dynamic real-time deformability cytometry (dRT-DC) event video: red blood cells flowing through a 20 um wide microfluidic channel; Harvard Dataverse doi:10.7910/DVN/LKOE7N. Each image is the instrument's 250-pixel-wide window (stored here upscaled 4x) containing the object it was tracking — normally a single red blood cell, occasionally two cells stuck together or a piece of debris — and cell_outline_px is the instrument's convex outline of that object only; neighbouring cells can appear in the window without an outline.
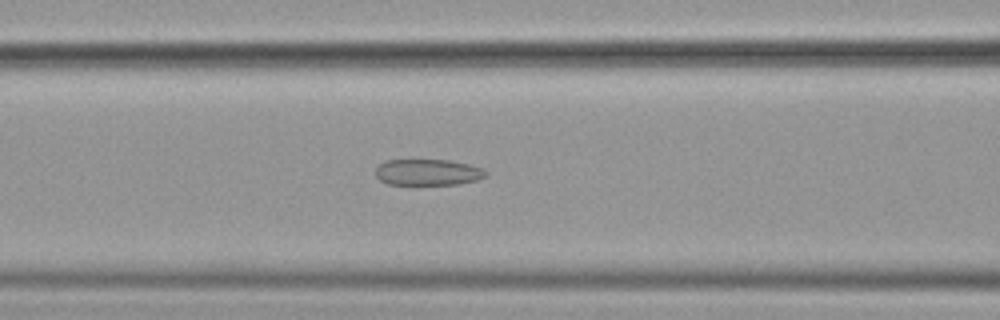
{"species": "common noctule bat (a hibernating species)", "species_latin": "Nyctalus noctula", "temperature_condition": "cold", "stored_images_in_passage": 56, "camera_frame_rate_fps": 3000, "um_per_image_px": 0.085, "animal": {"sex": "female", "body_mass_g": 19.9}, "frame": {"image": 1, "passage_image": 24, "time_ms": 7.667, "image_size_px": [1000, 320], "cell_outline_px": [[488, 176], [476, 180], [456, 184], [412, 188], [388, 184], [380, 180], [376, 176], [376, 168], [380, 164], [388, 160], [448, 160], [468, 164], [484, 168], [488, 172]], "centroid_in_image_um": [36.36, 14.7], "position_along_channel_um": 130.2, "area_um2": 17.74}}
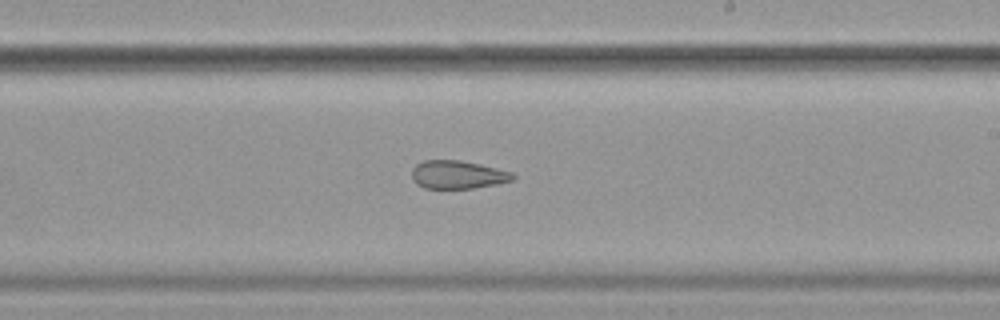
{"frame": {"image": 2, "passage_image": 34, "time_ms": 11.0, "image_size_px": [1000, 320], "cell_outline_px": [[516, 180], [496, 184], [472, 188], [424, 188], [416, 184], [412, 180], [412, 168], [416, 164], [424, 160], [460, 160], [480, 164], [512, 172], [516, 176]], "centroid_in_image_um": [38.91, 14.84], "position_along_channel_um": 250.1, "area_um2": 16.7}}
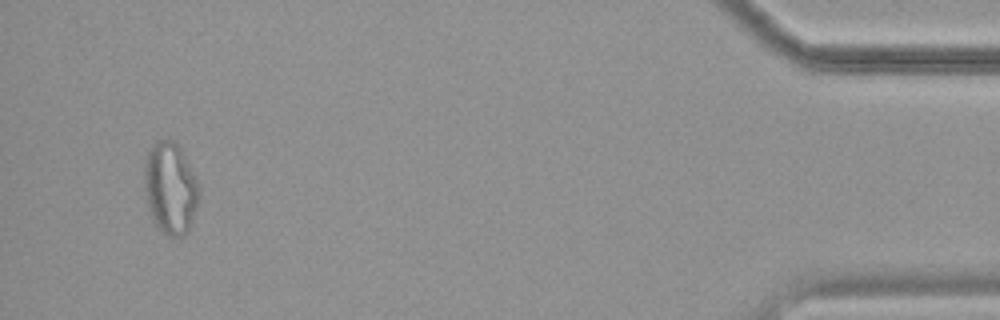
{"frame": {"image": 3, "passage_image": 54, "time_ms": 17.667, "image_size_px": [1000, 320], "cell_outline_px": [[200, 192], [196, 208], [188, 232], [180, 236], [168, 236], [156, 224], [152, 216], [148, 204], [144, 188], [144, 160], [152, 144], [160, 140], [172, 140], [180, 148], [200, 188]], "centroid_in_image_um": [14.47, 15.98], "position_along_channel_um": 420.7, "area_um2": 28.78}, "authors_computed_cell_mechanics": {"area_um2": 22.1663, "velocity_mm_per_s": 3.6086, "shape_relaxation_time_tau1_ms": null, "shape_relaxation_time_tau2_ms": 3.394, "deformation_change_tau1": null, "deformation_change_tau2": 0.102}}